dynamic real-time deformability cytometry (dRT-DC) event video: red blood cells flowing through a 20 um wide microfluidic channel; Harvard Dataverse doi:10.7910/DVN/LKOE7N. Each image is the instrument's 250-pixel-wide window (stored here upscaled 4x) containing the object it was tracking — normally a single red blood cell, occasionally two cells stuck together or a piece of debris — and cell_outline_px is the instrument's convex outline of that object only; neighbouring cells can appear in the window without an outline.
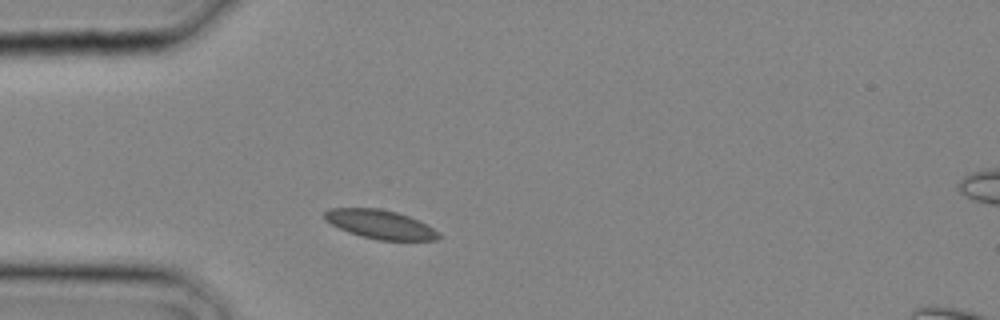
{"species": "common noctule bat (a hibernating species)", "species_latin": "Nyctalus noctula", "temperature_condition": "cold", "stored_images_in_passage": 2, "camera_frame_rate_fps": 3000, "um_per_image_px": 0.085, "animal": {"sex": "male", "body_mass_g": 20.4}, "frame": {"image": 1, "passage_image": 1, "time_ms": 0.0, "image_size_px": [1000, 320], "cell_outline_px": [[440, 236], [436, 240], [380, 240], [360, 236], [348, 232], [324, 220], [324, 212], [328, 208], [380, 208], [396, 212], [408, 216], [440, 232]], "centroid_in_image_um": [32.28, 19.06], "position_along_channel_um": 52.7, "area_um2": 19.02}}